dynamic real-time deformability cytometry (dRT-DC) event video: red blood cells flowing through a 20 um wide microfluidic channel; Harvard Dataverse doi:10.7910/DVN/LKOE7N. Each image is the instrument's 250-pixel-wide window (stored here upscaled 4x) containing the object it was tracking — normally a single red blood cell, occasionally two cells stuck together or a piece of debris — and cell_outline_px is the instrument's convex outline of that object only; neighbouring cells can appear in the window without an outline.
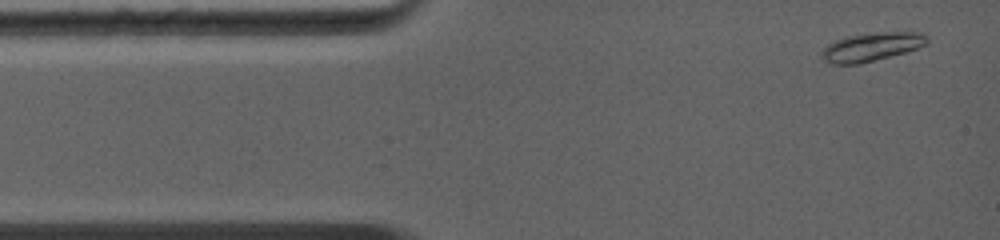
{"species": "common noctule bat (a hibernating species)", "species_latin": "Nyctalus noctula", "temperature_condition": "warm", "stored_images_in_passage": 68, "camera_frame_rate_fps": 5000, "um_per_image_px": 0.085, "animal": {"sex": "female", "body_mass_g": 19.0, "forearm_length_mm": 56.7}, "frame": {"image": 1, "passage_image": 4, "time_ms": 0.4, "image_size_px": [1000, 240], "cell_outline_px": [[928, 44], [920, 48], [908, 52], [860, 64], [832, 64], [824, 60], [820, 56], [820, 52], [828, 44], [836, 40], [848, 36], [884, 32], [920, 32], [928, 36]], "centroid_in_image_um": [74.12, 4.0], "position_along_channel_um": 10.9, "area_um2": 17.69}}
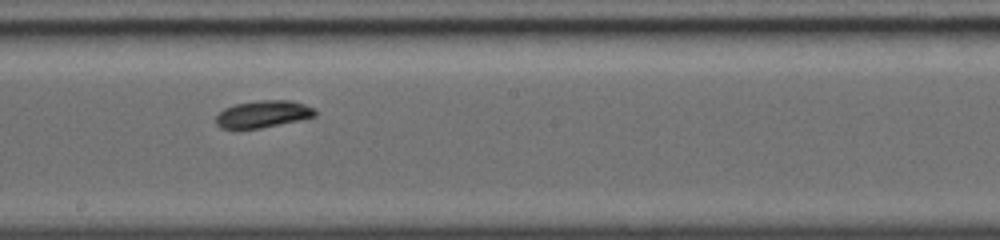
{"frame": {"image": 2, "passage_image": 39, "time_ms": 6.6, "image_size_px": [1000, 240], "cell_outline_px": [[316, 116], [260, 128], [236, 132], [220, 128], [216, 124], [216, 116], [224, 108], [236, 104], [260, 100], [288, 100], [304, 104], [312, 108], [316, 112]], "centroid_in_image_um": [22.26, 9.74], "position_along_channel_um": 225.9, "area_um2": 15.9}}
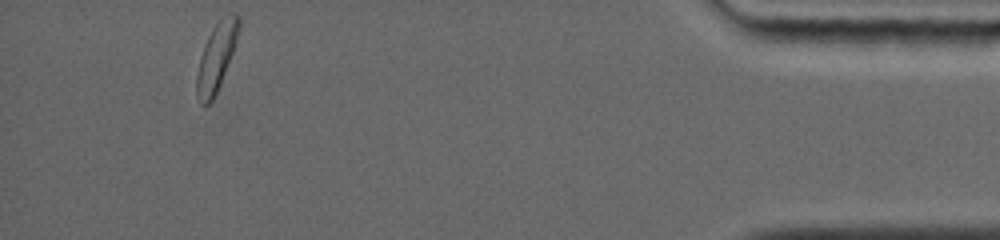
{"frame": {"image": 3, "passage_image": 68, "time_ms": 12.6, "image_size_px": [1000, 240], "cell_outline_px": [[240, 24], [236, 44], [220, 84], [212, 100], [208, 104], [204, 104], [196, 92], [196, 76], [200, 56], [204, 44], [212, 28], [228, 12], [236, 12], [240, 16]], "centroid_in_image_um": [18.42, 4.76], "position_along_channel_um": 416.8, "area_um2": 16.47}, "authors_computed_cell_mechanics": {"area_um2": 15.9239, "velocity_mm_per_s": 4.4618, "shape_relaxation_time_tau1_ms": 3.6062, "shape_relaxation_time_tau2_ms": 4.2212, "deformation_change_tau1": 0.1846, "deformation_change_tau2": 0.0841}}